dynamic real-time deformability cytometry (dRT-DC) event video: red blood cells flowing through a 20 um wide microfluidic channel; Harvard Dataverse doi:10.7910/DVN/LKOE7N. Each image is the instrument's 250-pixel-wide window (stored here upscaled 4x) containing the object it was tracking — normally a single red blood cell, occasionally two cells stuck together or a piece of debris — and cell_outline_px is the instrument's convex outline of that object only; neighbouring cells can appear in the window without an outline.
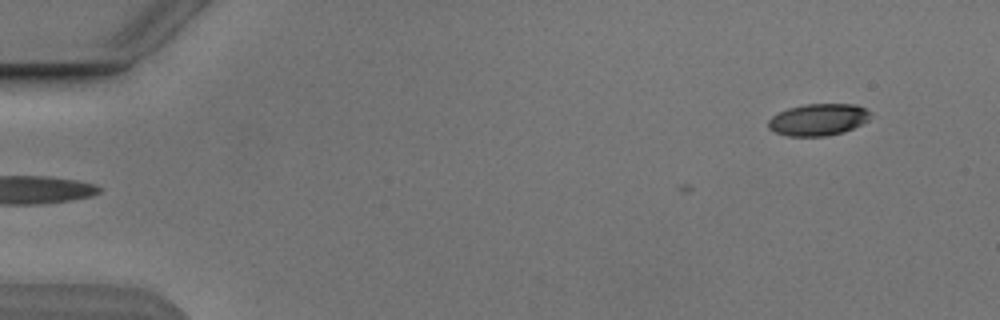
{"species": "Egyptian fruit bat (a non-hibernating species)", "species_latin": "Rousettus aegyptiacus", "temperature_condition": "cold", "stored_images_in_passage": 4, "camera_frame_rate_fps": 3000, "um_per_image_px": 0.085, "animal": {"sex": "male"}, "frame": {"image": 1, "passage_image": 1, "time_ms": 0.0, "image_size_px": [1000, 320], "cell_outline_px": [[872, 112], [868, 120], [844, 132], [824, 136], [788, 136], [776, 132], [768, 128], [768, 120], [772, 116], [788, 108], [804, 104], [856, 104]], "centroid_in_image_um": [69.55, 10.16], "position_along_channel_um": 15.5, "area_um2": 18.9}}
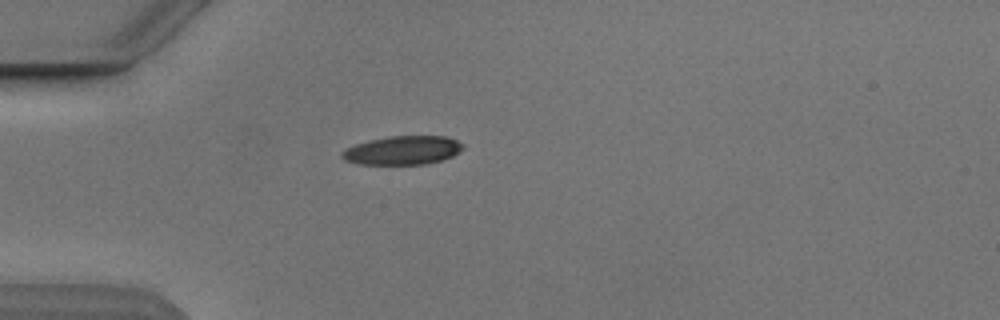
{"frame": {"image": 2, "passage_image": 4, "time_ms": 3.667, "image_size_px": [1000, 320], "cell_outline_px": [[464, 148], [452, 156], [440, 160], [424, 164], [360, 164], [344, 160], [340, 156], [340, 152], [344, 148], [368, 140], [388, 136], [448, 136], [464, 144]], "centroid_in_image_um": [34.19, 12.77], "position_along_channel_um": 50.8, "area_um2": 20.35}}